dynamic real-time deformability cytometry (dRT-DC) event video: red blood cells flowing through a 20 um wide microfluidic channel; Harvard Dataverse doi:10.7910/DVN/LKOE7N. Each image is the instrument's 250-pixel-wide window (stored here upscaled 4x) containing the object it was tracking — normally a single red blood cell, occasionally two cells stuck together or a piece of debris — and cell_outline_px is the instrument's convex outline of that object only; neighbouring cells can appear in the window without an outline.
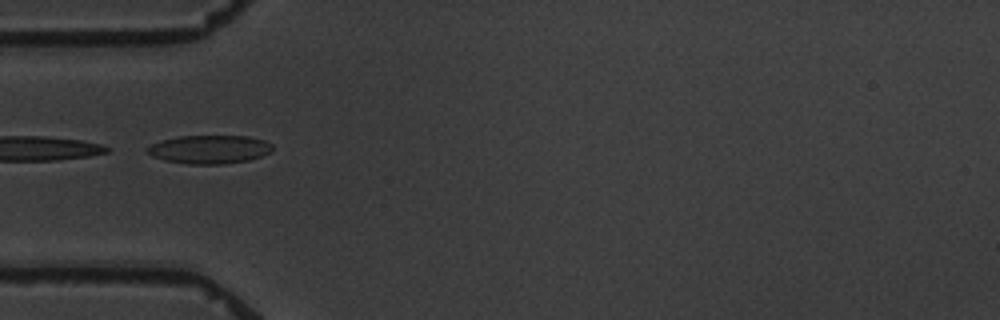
{"species": "common noctule bat (a hibernating species)", "species_latin": "Nyctalus noctula", "temperature_condition": "warm", "stored_images_in_passage": 9, "camera_frame_rate_fps": 3000, "um_per_image_px": 0.085, "animal": {"sex": "male", "body_mass_g": 19.5, "forearm_length_mm": 54.6}, "frame": {"image": 1, "passage_image": 4, "time_ms": 3.333, "image_size_px": [1000, 320], "cell_outline_px": [[272, 148], [268, 152], [260, 156], [248, 160], [224, 164], [188, 164], [164, 160], [152, 156], [144, 148], [160, 140], [180, 136], [248, 136], [264, 140], [272, 144]], "centroid_in_image_um": [17.76, 12.69], "position_along_channel_um": 67.2, "area_um2": 20.69}}
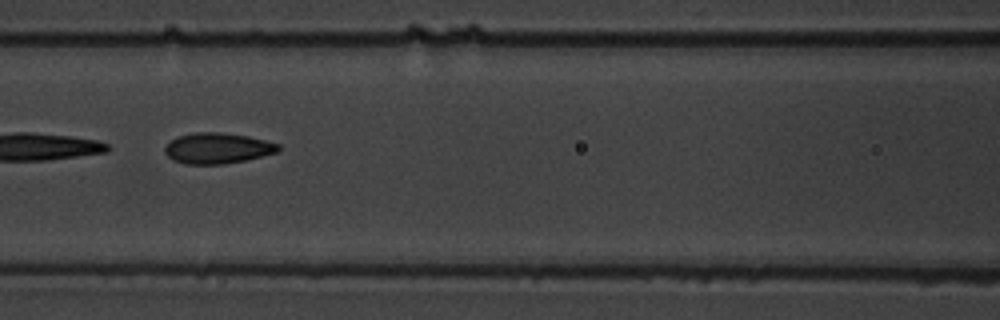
{"frame": {"image": 2, "passage_image": 6, "time_ms": 5.667, "image_size_px": [1000, 320], "cell_outline_px": [[280, 148], [276, 152], [244, 160], [224, 164], [184, 164], [172, 160], [164, 152], [164, 148], [172, 140], [180, 136], [196, 132], [220, 132], [248, 136], [280, 144]], "centroid_in_image_um": [18.46, 12.6], "position_along_channel_um": 148.1, "area_um2": 20.11}}
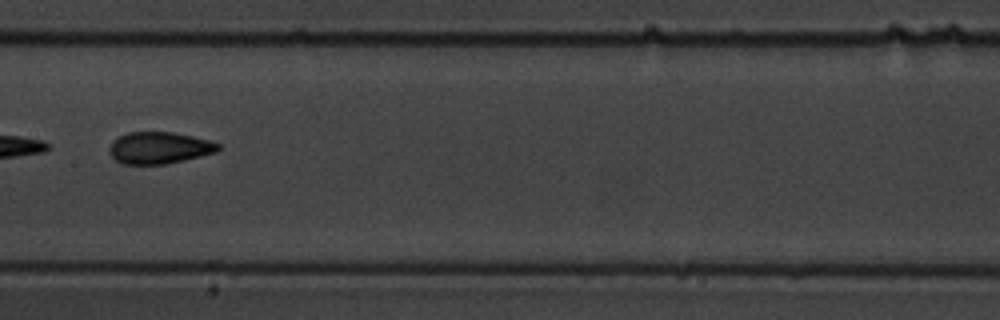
{"frame": {"image": 3, "passage_image": 7, "time_ms": 7.0, "image_size_px": [1000, 320], "cell_outline_px": [[220, 148], [216, 152], [184, 160], [164, 164], [120, 164], [108, 152], [108, 148], [112, 140], [128, 132], [172, 132], [192, 136], [208, 140], [220, 144]], "centroid_in_image_um": [13.5, 12.57], "position_along_channel_um": 193.9, "area_um2": 20.17}}